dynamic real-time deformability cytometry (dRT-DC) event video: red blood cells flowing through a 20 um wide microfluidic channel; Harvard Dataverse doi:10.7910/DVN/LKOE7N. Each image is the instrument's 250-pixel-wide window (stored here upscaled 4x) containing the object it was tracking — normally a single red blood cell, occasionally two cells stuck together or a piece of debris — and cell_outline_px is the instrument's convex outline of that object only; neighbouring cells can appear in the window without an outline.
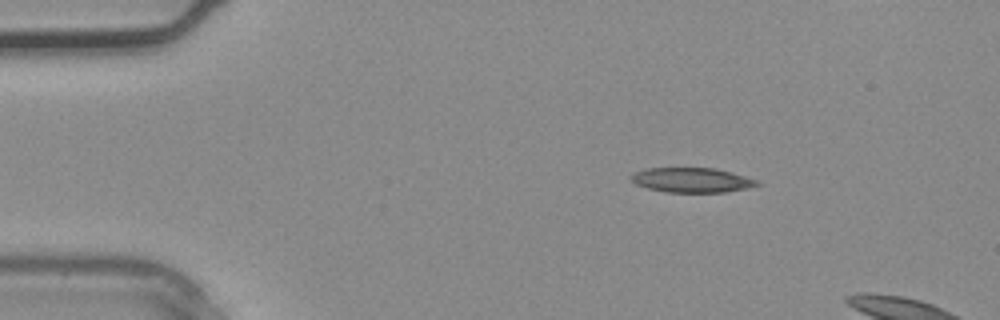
{"species": "common noctule bat (a hibernating species)", "species_latin": "Nyctalus noctula", "temperature_condition": "warm", "stored_images_in_passage": 4, "segment_of_instrument_passage": [2, 2], "camera_frame_rate_fps": 3000, "um_per_image_px": 0.085, "animal": {"sex": "male", "body_mass_g": 20.4}, "frame": {"image": 1, "passage_image": 4, "time_ms": 1.0, "image_size_px": [1000, 320], "cell_outline_px": [[760, 184], [748, 188], [724, 192], [664, 192], [648, 188], [636, 184], [628, 176], [636, 172], [648, 168], [716, 168], [732, 172], [756, 180]], "centroid_in_image_um": [58.79, 15.3], "position_along_channel_um": 26.2, "area_um2": 18.03}}